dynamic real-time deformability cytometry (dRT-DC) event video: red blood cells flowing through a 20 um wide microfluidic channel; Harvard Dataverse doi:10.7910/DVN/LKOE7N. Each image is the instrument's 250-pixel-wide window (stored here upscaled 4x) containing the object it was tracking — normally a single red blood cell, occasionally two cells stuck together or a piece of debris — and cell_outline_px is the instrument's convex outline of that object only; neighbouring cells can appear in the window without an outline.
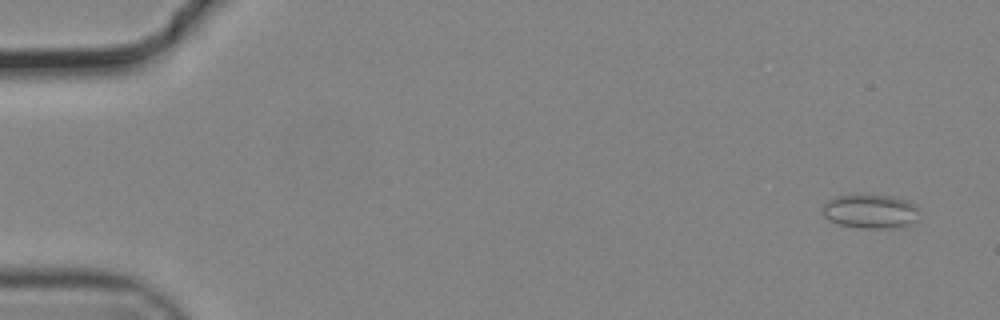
{"species": "common noctule bat (a hibernating species)", "species_latin": "Nyctalus noctula", "temperature_condition": "cold", "stored_images_in_passage": 21, "camera_frame_rate_fps": 3000, "um_per_image_px": 0.085, "animal": {"sex": "male", "body_mass_g": 19.2, "forearm_length_mm": 51.8}, "frame": {"image": 1, "passage_image": 2, "time_ms": 0.333, "image_size_px": [1000, 320], "cell_outline_px": [[916, 220], [912, 224], [900, 228], [860, 228], [840, 224], [824, 216], [820, 212], [824, 204], [828, 200], [836, 196], [892, 196], [908, 200], [916, 204]], "centroid_in_image_um": [74.0, 17.98], "position_along_channel_um": 11.0, "area_um2": 19.02}}
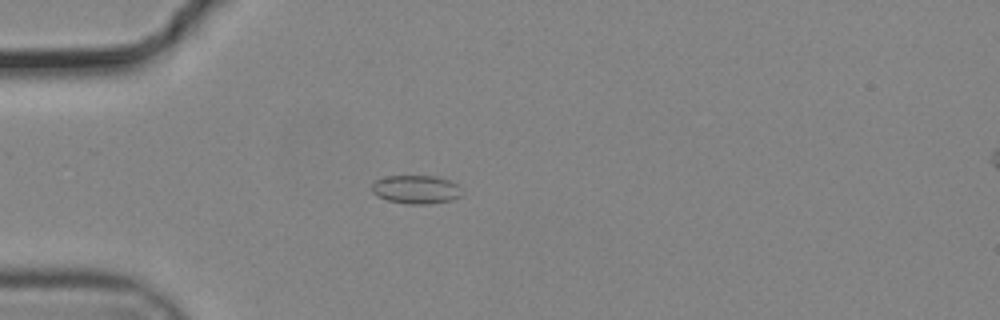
{"frame": {"image": 2, "passage_image": 15, "time_ms": 4.667, "image_size_px": [1000, 320], "cell_outline_px": [[464, 196], [452, 200], [424, 204], [408, 204], [388, 200], [376, 196], [372, 192], [372, 184], [376, 180], [384, 176], [436, 176], [448, 180], [456, 184], [464, 192]], "centroid_in_image_um": [35.38, 16.11], "position_along_channel_um": 49.6, "area_um2": 15.09}}
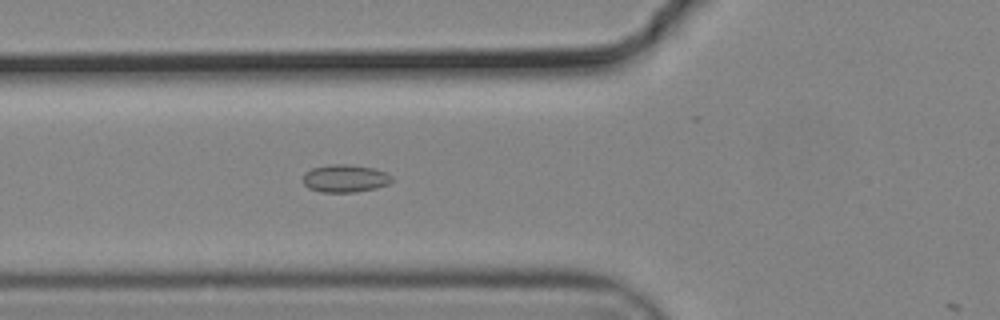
{"frame": {"image": 3, "passage_image": 20, "time_ms": 6.333, "image_size_px": [1000, 320], "cell_outline_px": [[392, 180], [388, 184], [376, 188], [356, 192], [320, 192], [308, 188], [304, 184], [304, 172], [312, 168], [328, 164], [348, 164], [372, 168], [384, 172], [392, 176]], "centroid_in_image_um": [29.3, 15.17], "position_along_channel_um": 96.5, "area_um2": 14.33}}